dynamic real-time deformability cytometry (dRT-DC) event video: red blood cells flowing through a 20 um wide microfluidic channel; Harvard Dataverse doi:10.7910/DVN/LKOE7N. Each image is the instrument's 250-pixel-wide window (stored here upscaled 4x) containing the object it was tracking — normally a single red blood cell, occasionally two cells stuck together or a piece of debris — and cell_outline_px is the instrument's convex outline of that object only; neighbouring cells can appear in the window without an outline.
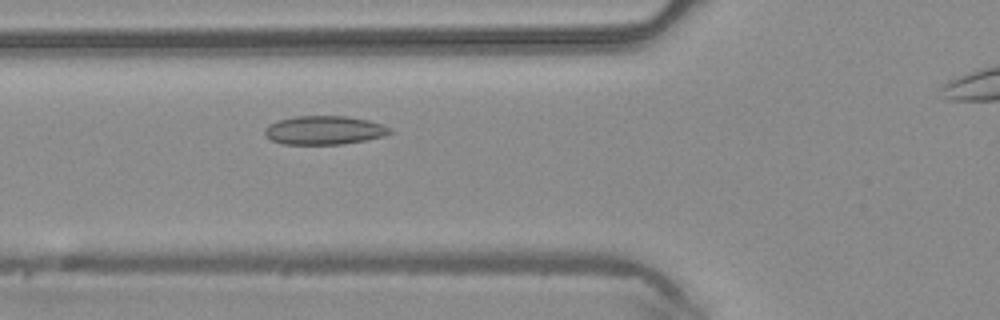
{"species": "common noctule bat (a hibernating species)", "species_latin": "Nyctalus noctula", "temperature_condition": "warm", "stored_images_in_passage": 35, "camera_frame_rate_fps": 3000, "um_per_image_px": 0.085, "animal": {"sex": "male", "body_mass_g": 20.4}, "frame": {"image": 1, "passage_image": 10, "time_ms": 3.0, "image_size_px": [1000, 320], "cell_outline_px": [[392, 132], [384, 136], [364, 140], [340, 144], [284, 144], [272, 140], [264, 132], [264, 128], [268, 124], [280, 120], [296, 116], [344, 116], [368, 120], [392, 128]], "centroid_in_image_um": [27.56, 11.06], "position_along_channel_um": 98.2, "area_um2": 20.69}}
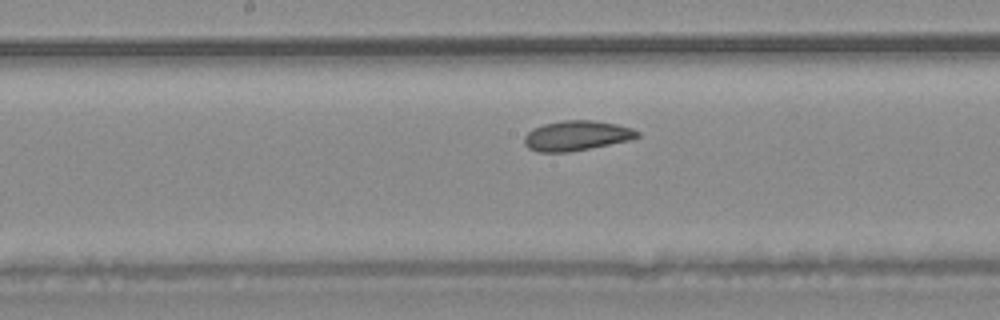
{"frame": {"image": 2, "passage_image": 17, "time_ms": 5.333, "image_size_px": [1000, 320], "cell_outline_px": [[640, 136], [628, 140], [568, 152], [540, 152], [528, 148], [524, 144], [524, 136], [532, 128], [544, 124], [564, 120], [592, 120], [616, 124], [632, 128], [640, 132]], "centroid_in_image_um": [48.98, 11.52], "position_along_channel_um": 199.2, "area_um2": 19.54}}
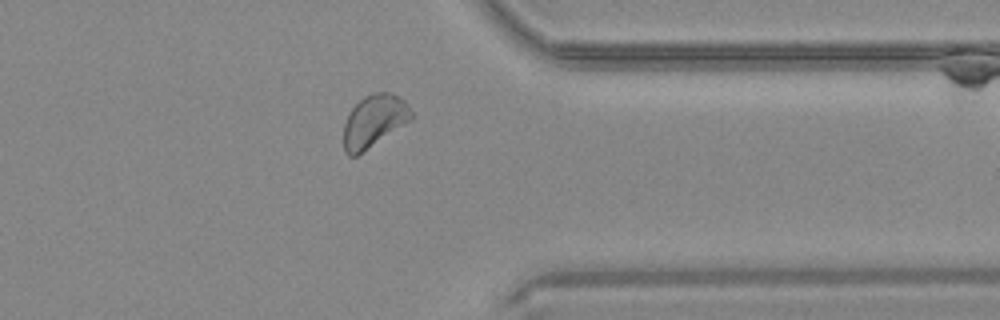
{"frame": {"image": 3, "passage_image": 30, "time_ms": 9.667, "image_size_px": [1000, 320], "cell_outline_px": [[412, 120], [356, 156], [348, 156], [344, 152], [344, 124], [348, 112], [364, 96], [376, 92], [388, 92], [404, 100], [408, 104], [412, 112]], "centroid_in_image_um": [31.79, 10.29], "position_along_channel_um": 379.6, "area_um2": 20.58}}